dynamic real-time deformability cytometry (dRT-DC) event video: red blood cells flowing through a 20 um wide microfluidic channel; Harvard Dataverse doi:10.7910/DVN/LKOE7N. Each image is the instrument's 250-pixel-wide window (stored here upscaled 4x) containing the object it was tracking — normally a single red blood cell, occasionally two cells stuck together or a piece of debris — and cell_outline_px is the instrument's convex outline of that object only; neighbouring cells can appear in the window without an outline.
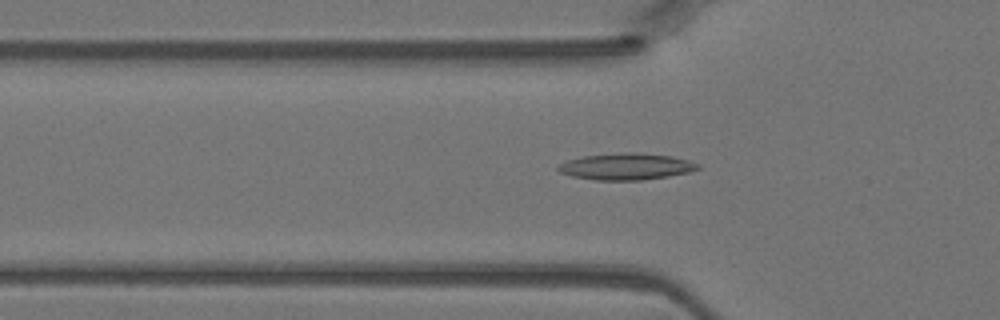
{"species": "Egyptian fruit bat (a non-hibernating species)", "species_latin": "Rousettus aegyptiacus", "temperature_condition": "warm", "stored_images_in_passage": 44, "camera_frame_rate_fps": 3000, "um_per_image_px": 0.085, "animal": {"sex": "female"}, "frame": {"image": 1, "passage_image": 14, "time_ms": 4.333, "image_size_px": [1000, 320], "cell_outline_px": [[700, 168], [688, 172], [668, 176], [640, 180], [596, 180], [572, 176], [560, 172], [556, 168], [560, 164], [568, 160], [584, 156], [628, 152], [632, 152], [672, 156], [688, 160], [700, 164]], "centroid_in_image_um": [53.24, 14.15], "position_along_channel_um": 72.6, "area_um2": 21.39}}
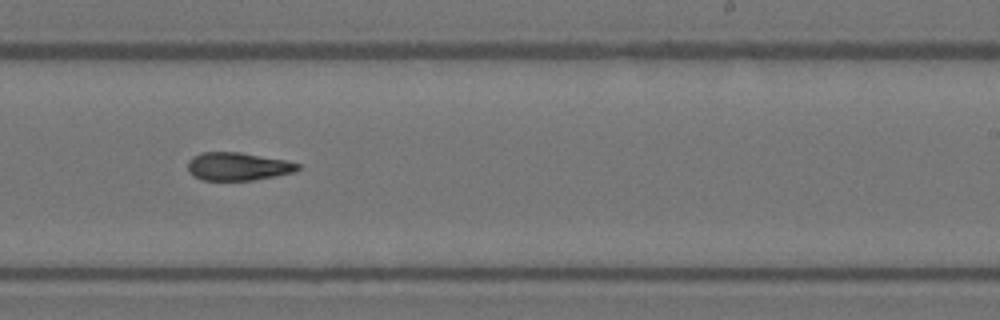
{"frame": {"image": 2, "passage_image": 27, "time_ms": 8.667, "image_size_px": [1000, 320], "cell_outline_px": [[300, 168], [292, 172], [252, 180], [200, 180], [192, 176], [188, 172], [188, 160], [192, 156], [200, 152], [240, 152], [288, 160], [300, 164]], "centroid_in_image_um": [20.16, 14.13], "position_along_channel_um": 268.8, "area_um2": 18.09}}
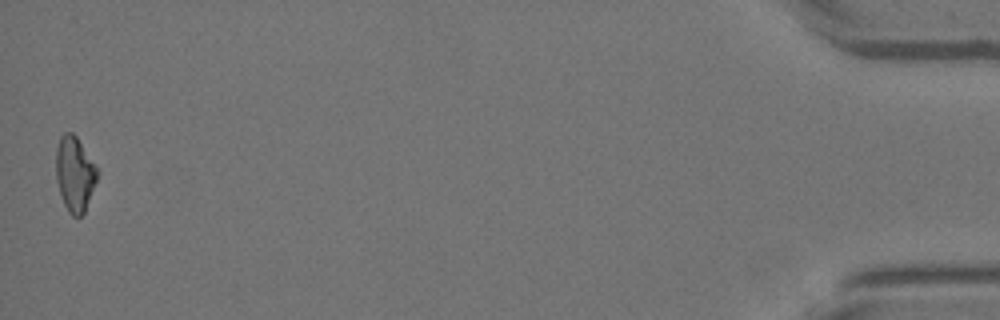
{"frame": {"image": 3, "passage_image": 44, "time_ms": 14.333, "image_size_px": [1000, 320], "cell_outline_px": [[96, 180], [84, 212], [80, 216], [72, 216], [68, 212], [60, 196], [56, 180], [56, 148], [60, 136], [64, 132], [72, 132], [76, 136], [96, 168]], "centroid_in_image_um": [6.3, 14.78], "position_along_channel_um": 428.9, "area_um2": 17.63}}